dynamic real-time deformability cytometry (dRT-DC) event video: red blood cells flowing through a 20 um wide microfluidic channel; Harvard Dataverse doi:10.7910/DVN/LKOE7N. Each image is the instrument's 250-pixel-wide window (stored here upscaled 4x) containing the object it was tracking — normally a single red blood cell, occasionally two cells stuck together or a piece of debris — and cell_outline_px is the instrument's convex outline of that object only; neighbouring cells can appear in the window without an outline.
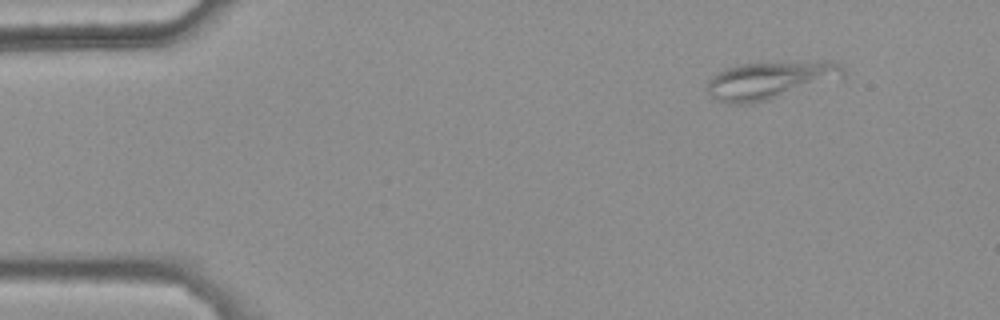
{"species": "common noctule bat (a hibernating species)", "species_latin": "Nyctalus noctula", "temperature_condition": "warm", "stored_images_in_passage": 44, "camera_frame_rate_fps": 3000, "um_per_image_px": 0.085, "animal": {"sex": "female", "body_mass_g": 25.1}, "frame": {"image": 1, "passage_image": 1, "time_ms": 0.0, "image_size_px": [1000, 320], "cell_outline_px": [[844, 76], [768, 100], [748, 104], [728, 104], [716, 100], [704, 88], [708, 80], [716, 72], [724, 68], [736, 64], [764, 60], [832, 60], [840, 64], [844, 68]], "centroid_in_image_um": [65.4, 6.75], "position_along_channel_um": 19.6, "area_um2": 30.98}}
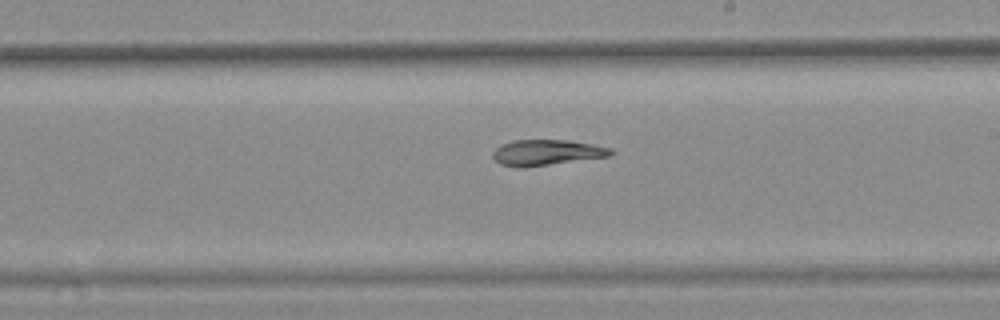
{"frame": {"image": 2, "passage_image": 26, "time_ms": 8.333, "image_size_px": [1000, 320], "cell_outline_px": [[616, 152], [612, 156], [520, 168], [516, 168], [500, 164], [492, 156], [492, 152], [500, 144], [512, 140], [568, 140], [592, 144], [612, 148]], "centroid_in_image_um": [46.47, 12.96], "position_along_channel_um": 242.5, "area_um2": 17.86}}
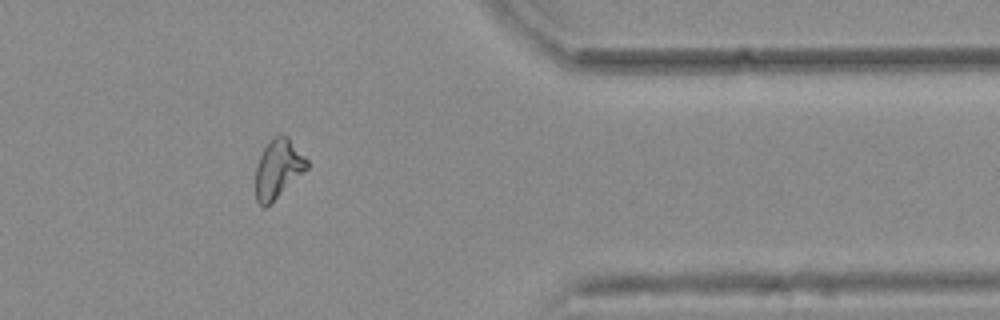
{"frame": {"image": 3, "passage_image": 39, "time_ms": 12.667, "image_size_px": [1000, 320], "cell_outline_px": [[308, 168], [264, 208], [256, 200], [256, 164], [268, 140], [272, 136], [288, 136], [308, 160]], "centroid_in_image_um": [23.63, 14.3], "position_along_channel_um": 387.8, "area_um2": 17.28}}